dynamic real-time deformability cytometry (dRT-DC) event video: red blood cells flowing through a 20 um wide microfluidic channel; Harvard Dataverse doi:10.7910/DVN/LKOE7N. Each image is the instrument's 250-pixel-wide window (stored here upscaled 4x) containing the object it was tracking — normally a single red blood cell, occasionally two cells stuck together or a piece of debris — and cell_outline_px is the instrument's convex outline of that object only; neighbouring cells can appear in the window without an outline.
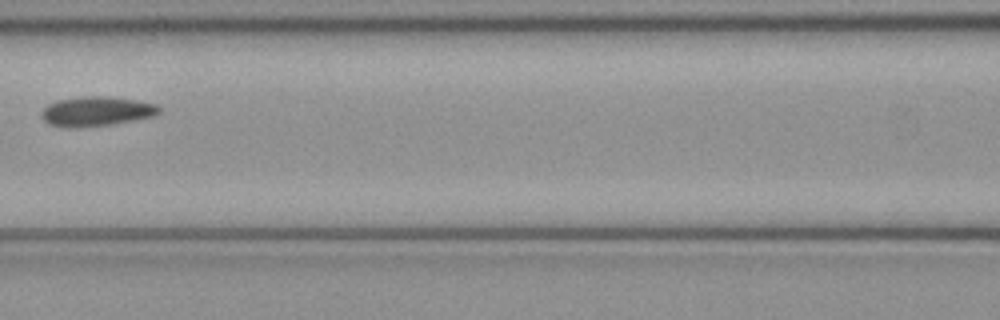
{"species": "common noctule bat (a hibernating species)", "species_latin": "Nyctalus noctula", "temperature_condition": "cold", "stored_images_in_passage": 6, "camera_frame_rate_fps": 3000, "um_per_image_px": 0.085, "animal": {"sex": "female", "body_mass_g": 21.9}, "frame": {"image": 1, "passage_image": 5, "time_ms": 1.333, "image_size_px": [1000, 320], "cell_outline_px": [[160, 112], [152, 116], [112, 124], [80, 128], [60, 128], [48, 124], [40, 116], [40, 112], [48, 104], [56, 100], [84, 96], [108, 96], [136, 100], [156, 104], [160, 108]], "centroid_in_image_um": [8.12, 9.47], "position_along_channel_um": 158.5, "area_um2": 20.52}}
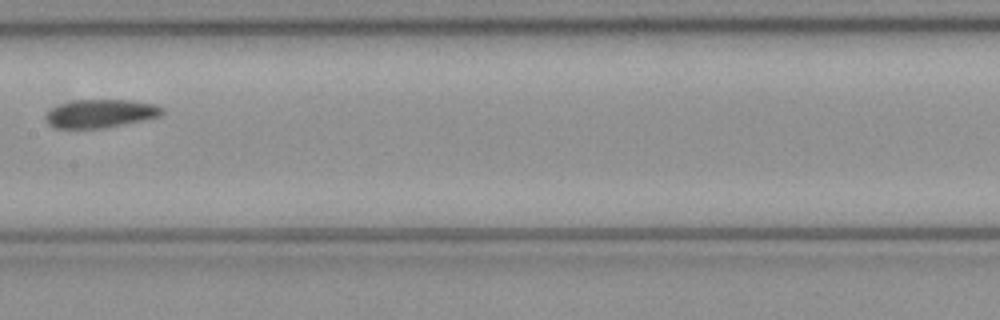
{"frame": {"image": 2, "passage_image": 6, "time_ms": 1.667, "image_size_px": [1000, 320], "cell_outline_px": [[164, 112], [160, 116], [144, 120], [108, 128], [52, 128], [48, 124], [44, 116], [52, 108], [60, 104], [72, 100], [132, 100], [156, 104], [164, 108]], "centroid_in_image_um": [8.56, 9.65], "position_along_channel_um": 198.8, "area_um2": 19.48}}